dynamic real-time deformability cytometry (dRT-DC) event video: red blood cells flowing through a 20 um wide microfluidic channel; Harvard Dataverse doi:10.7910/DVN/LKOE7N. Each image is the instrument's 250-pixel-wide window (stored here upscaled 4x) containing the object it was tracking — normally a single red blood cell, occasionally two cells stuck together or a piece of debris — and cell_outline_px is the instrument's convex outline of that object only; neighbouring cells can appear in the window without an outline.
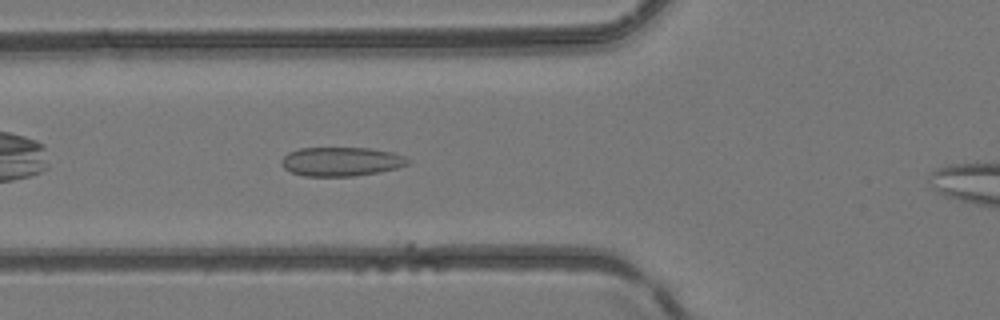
{"species": "common noctule bat (a hibernating species)", "species_latin": "Nyctalus noctula", "temperature_condition": "room temperature", "stored_images_in_passage": 17, "camera_frame_rate_fps": 3000, "um_per_image_px": 0.085, "animal": {"sex": "female", "body_mass_g": 24.6, "forearm_length_mm": 56.2}, "frame": {"image": 1, "passage_image": 9, "time_ms": 2.667, "image_size_px": [1000, 320], "cell_outline_px": [[408, 164], [396, 168], [380, 172], [352, 176], [304, 176], [292, 172], [284, 168], [280, 164], [280, 160], [288, 152], [300, 148], [368, 148], [392, 152], [404, 156], [408, 160]], "centroid_in_image_um": [28.96, 13.73], "position_along_channel_um": 96.8, "area_um2": 21.33}}